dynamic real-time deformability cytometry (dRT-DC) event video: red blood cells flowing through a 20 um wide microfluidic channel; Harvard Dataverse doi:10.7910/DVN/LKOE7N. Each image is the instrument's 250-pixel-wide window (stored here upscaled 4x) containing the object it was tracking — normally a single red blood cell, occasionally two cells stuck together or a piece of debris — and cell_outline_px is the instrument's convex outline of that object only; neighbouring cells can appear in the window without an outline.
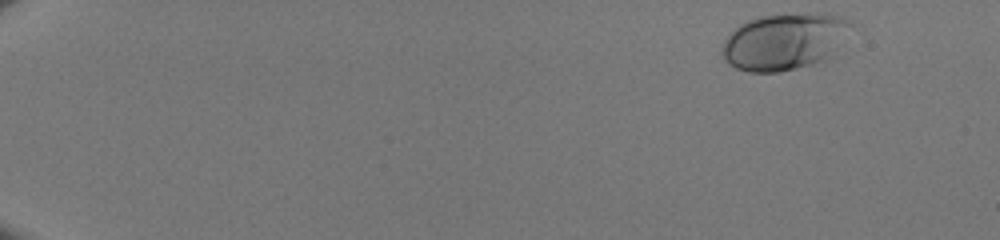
{"species": "human", "species_latin": "Homo sapiens", "temperature_condition": "room temperature", "stored_images_in_passage": 46, "camera_frame_rate_fps": 3000, "um_per_image_px": 0.085, "donor": {"sex": "male"}, "frame": {"image": 1, "passage_image": 1, "time_ms": 0.0, "image_size_px": [1000, 240], "cell_outline_px": [[852, 24], [824, 60], [812, 64], [780, 72], [748, 72], [736, 68], [728, 64], [724, 60], [720, 52], [720, 48], [724, 40], [740, 24], [748, 20], [760, 16], [816, 12], [820, 12], [840, 16]], "centroid_in_image_um": [66.56, 3.52], "position_along_channel_um": 18.4, "area_um2": 41.96}}
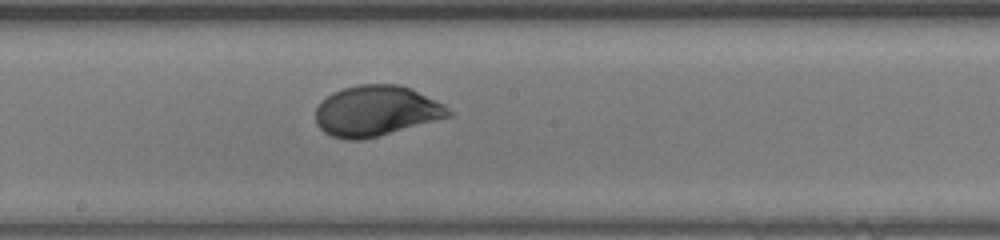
{"frame": {"image": 2, "passage_image": 27, "time_ms": 8.667, "image_size_px": [1000, 240], "cell_outline_px": [[456, 112], [452, 116], [364, 140], [348, 140], [332, 136], [324, 132], [316, 124], [316, 108], [332, 92], [344, 88], [360, 84], [400, 84], [436, 100], [444, 104]], "centroid_in_image_um": [32.0, 9.44], "position_along_channel_um": 216.2, "area_um2": 39.19}}
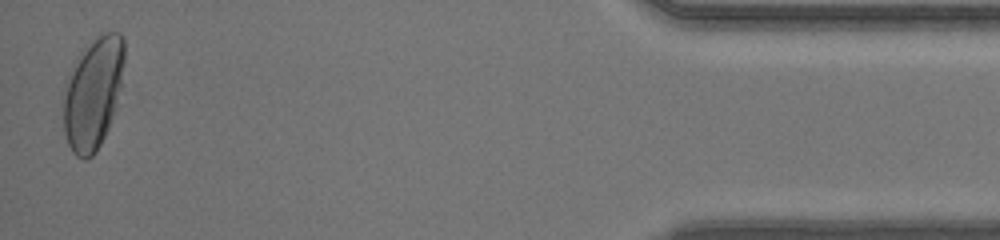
{"frame": {"image": 3, "passage_image": 46, "time_ms": 15.0, "image_size_px": [1000, 240], "cell_outline_px": [[124, 60], [120, 88], [116, 108], [108, 128], [96, 152], [92, 156], [84, 160], [76, 156], [72, 152], [68, 144], [64, 132], [60, 104], [64, 84], [76, 56], [80, 52], [104, 32], [120, 32], [124, 36]], "centroid_in_image_um": [7.86, 7.94], "position_along_channel_um": 427.3, "area_um2": 40.46}}